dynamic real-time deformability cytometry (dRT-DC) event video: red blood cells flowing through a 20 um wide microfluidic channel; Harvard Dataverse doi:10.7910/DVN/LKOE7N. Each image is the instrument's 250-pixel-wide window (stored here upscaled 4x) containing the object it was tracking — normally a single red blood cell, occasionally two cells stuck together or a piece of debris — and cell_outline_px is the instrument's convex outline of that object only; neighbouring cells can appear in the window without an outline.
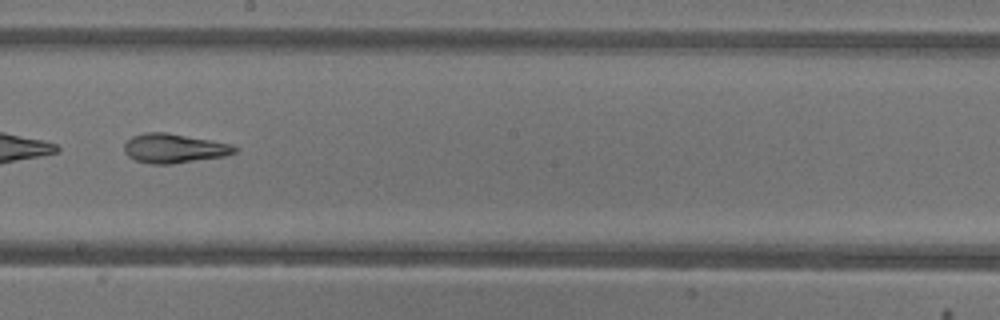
{"species": "common noctule bat (a hibernating species)", "species_latin": "Nyctalus noctula", "temperature_condition": "warm", "stored_images_in_passage": 46, "camera_frame_rate_fps": 3000, "um_per_image_px": 0.085, "animal": {"sex": "female"}, "frame": {"image": 1, "passage_image": 27, "time_ms": 8.667, "image_size_px": [1000, 320], "cell_outline_px": [[240, 148], [236, 152], [224, 156], [172, 164], [152, 164], [136, 160], [128, 156], [124, 152], [124, 144], [132, 136], [144, 132], [168, 132], [212, 140], [232, 144]], "centroid_in_image_um": [14.81, 12.6], "position_along_channel_um": 233.4, "area_um2": 19.02}, "authors_computed_cell_mechanics": {"area_um2": 21.9351, "velocity_mm_per_s": 4.2809, "shape_relaxation_time_tau1_ms": null, "shape_relaxation_time_tau2_ms": 2.462, "deformation_change_tau1": null, "deformation_change_tau2": 0.125}}